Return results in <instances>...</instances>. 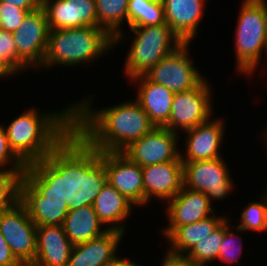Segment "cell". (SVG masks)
Listing matches in <instances>:
<instances>
[{"label":"cell","mask_w":267,"mask_h":266,"mask_svg":"<svg viewBox=\"0 0 267 266\" xmlns=\"http://www.w3.org/2000/svg\"><path fill=\"white\" fill-rule=\"evenodd\" d=\"M23 178L38 193H58L68 210L93 205L107 182L100 151L75 130L45 159L27 165Z\"/></svg>","instance_id":"1"},{"label":"cell","mask_w":267,"mask_h":266,"mask_svg":"<svg viewBox=\"0 0 267 266\" xmlns=\"http://www.w3.org/2000/svg\"><path fill=\"white\" fill-rule=\"evenodd\" d=\"M92 96L74 103V130L100 152H122L156 127L137 100L94 110Z\"/></svg>","instance_id":"2"},{"label":"cell","mask_w":267,"mask_h":266,"mask_svg":"<svg viewBox=\"0 0 267 266\" xmlns=\"http://www.w3.org/2000/svg\"><path fill=\"white\" fill-rule=\"evenodd\" d=\"M59 111L31 108L5 128L10 147L26 165L45 159L74 131V104Z\"/></svg>","instance_id":"3"},{"label":"cell","mask_w":267,"mask_h":266,"mask_svg":"<svg viewBox=\"0 0 267 266\" xmlns=\"http://www.w3.org/2000/svg\"><path fill=\"white\" fill-rule=\"evenodd\" d=\"M112 47L114 39L101 27L50 30L42 67L48 69L54 65L72 67L92 63Z\"/></svg>","instance_id":"4"},{"label":"cell","mask_w":267,"mask_h":266,"mask_svg":"<svg viewBox=\"0 0 267 266\" xmlns=\"http://www.w3.org/2000/svg\"><path fill=\"white\" fill-rule=\"evenodd\" d=\"M130 30L135 36L123 69L130 80L144 75L184 44L167 24L131 27Z\"/></svg>","instance_id":"5"},{"label":"cell","mask_w":267,"mask_h":266,"mask_svg":"<svg viewBox=\"0 0 267 266\" xmlns=\"http://www.w3.org/2000/svg\"><path fill=\"white\" fill-rule=\"evenodd\" d=\"M235 32L238 72L251 75L267 52V16L261 0H243Z\"/></svg>","instance_id":"6"},{"label":"cell","mask_w":267,"mask_h":266,"mask_svg":"<svg viewBox=\"0 0 267 266\" xmlns=\"http://www.w3.org/2000/svg\"><path fill=\"white\" fill-rule=\"evenodd\" d=\"M49 31L47 16L41 6L28 12L22 24L12 33L18 54V73L30 67L42 68Z\"/></svg>","instance_id":"7"},{"label":"cell","mask_w":267,"mask_h":266,"mask_svg":"<svg viewBox=\"0 0 267 266\" xmlns=\"http://www.w3.org/2000/svg\"><path fill=\"white\" fill-rule=\"evenodd\" d=\"M36 230V224L20 200L13 206L0 210V233L20 263L34 262Z\"/></svg>","instance_id":"8"},{"label":"cell","mask_w":267,"mask_h":266,"mask_svg":"<svg viewBox=\"0 0 267 266\" xmlns=\"http://www.w3.org/2000/svg\"><path fill=\"white\" fill-rule=\"evenodd\" d=\"M189 45L190 43L181 45L154 65L144 76L153 83L165 86L173 93L197 87L205 78L193 65L188 52Z\"/></svg>","instance_id":"9"},{"label":"cell","mask_w":267,"mask_h":266,"mask_svg":"<svg viewBox=\"0 0 267 266\" xmlns=\"http://www.w3.org/2000/svg\"><path fill=\"white\" fill-rule=\"evenodd\" d=\"M211 91L210 84L205 78L191 90L174 93L171 114L163 127L179 133L180 130L185 132L209 121L213 110Z\"/></svg>","instance_id":"10"},{"label":"cell","mask_w":267,"mask_h":266,"mask_svg":"<svg viewBox=\"0 0 267 266\" xmlns=\"http://www.w3.org/2000/svg\"><path fill=\"white\" fill-rule=\"evenodd\" d=\"M222 157L183 163L184 187L206 194L210 199H224L233 190L231 175Z\"/></svg>","instance_id":"11"},{"label":"cell","mask_w":267,"mask_h":266,"mask_svg":"<svg viewBox=\"0 0 267 266\" xmlns=\"http://www.w3.org/2000/svg\"><path fill=\"white\" fill-rule=\"evenodd\" d=\"M179 134L165 127H154L122 152L141 167L170 161H181ZM178 147V148H177Z\"/></svg>","instance_id":"12"},{"label":"cell","mask_w":267,"mask_h":266,"mask_svg":"<svg viewBox=\"0 0 267 266\" xmlns=\"http://www.w3.org/2000/svg\"><path fill=\"white\" fill-rule=\"evenodd\" d=\"M110 183L134 206H144L142 167L123 152H100Z\"/></svg>","instance_id":"13"},{"label":"cell","mask_w":267,"mask_h":266,"mask_svg":"<svg viewBox=\"0 0 267 266\" xmlns=\"http://www.w3.org/2000/svg\"><path fill=\"white\" fill-rule=\"evenodd\" d=\"M19 200L26 206L31 220L37 227L63 226L68 213L66 200L58 193H38L23 177L20 181Z\"/></svg>","instance_id":"14"},{"label":"cell","mask_w":267,"mask_h":266,"mask_svg":"<svg viewBox=\"0 0 267 266\" xmlns=\"http://www.w3.org/2000/svg\"><path fill=\"white\" fill-rule=\"evenodd\" d=\"M144 206L151 198L166 200L174 198L184 186L183 162L170 161L142 167Z\"/></svg>","instance_id":"15"},{"label":"cell","mask_w":267,"mask_h":266,"mask_svg":"<svg viewBox=\"0 0 267 266\" xmlns=\"http://www.w3.org/2000/svg\"><path fill=\"white\" fill-rule=\"evenodd\" d=\"M50 30L97 27L95 0H42Z\"/></svg>","instance_id":"16"},{"label":"cell","mask_w":267,"mask_h":266,"mask_svg":"<svg viewBox=\"0 0 267 266\" xmlns=\"http://www.w3.org/2000/svg\"><path fill=\"white\" fill-rule=\"evenodd\" d=\"M166 213L169 224L162 229L164 236H168L176 227L193 224L214 214L210 199L205 193L190 190L183 186L182 190L167 201Z\"/></svg>","instance_id":"17"},{"label":"cell","mask_w":267,"mask_h":266,"mask_svg":"<svg viewBox=\"0 0 267 266\" xmlns=\"http://www.w3.org/2000/svg\"><path fill=\"white\" fill-rule=\"evenodd\" d=\"M223 119L211 118L209 121L199 124L192 129L185 131L187 133L185 150L186 154L180 153V159L183 163L192 161H206L222 157L219 149L224 136Z\"/></svg>","instance_id":"18"},{"label":"cell","mask_w":267,"mask_h":266,"mask_svg":"<svg viewBox=\"0 0 267 266\" xmlns=\"http://www.w3.org/2000/svg\"><path fill=\"white\" fill-rule=\"evenodd\" d=\"M124 233L108 230L102 236L73 245L67 266H110L117 259V247Z\"/></svg>","instance_id":"19"},{"label":"cell","mask_w":267,"mask_h":266,"mask_svg":"<svg viewBox=\"0 0 267 266\" xmlns=\"http://www.w3.org/2000/svg\"><path fill=\"white\" fill-rule=\"evenodd\" d=\"M167 25L184 43H191L204 15L205 0H161Z\"/></svg>","instance_id":"20"},{"label":"cell","mask_w":267,"mask_h":266,"mask_svg":"<svg viewBox=\"0 0 267 266\" xmlns=\"http://www.w3.org/2000/svg\"><path fill=\"white\" fill-rule=\"evenodd\" d=\"M36 255L39 266H67L73 244L61 225L39 226L36 230Z\"/></svg>","instance_id":"21"},{"label":"cell","mask_w":267,"mask_h":266,"mask_svg":"<svg viewBox=\"0 0 267 266\" xmlns=\"http://www.w3.org/2000/svg\"><path fill=\"white\" fill-rule=\"evenodd\" d=\"M130 83L140 82L136 100L156 127H163L169 120L174 93L165 86L149 81L144 75L137 76Z\"/></svg>","instance_id":"22"},{"label":"cell","mask_w":267,"mask_h":266,"mask_svg":"<svg viewBox=\"0 0 267 266\" xmlns=\"http://www.w3.org/2000/svg\"><path fill=\"white\" fill-rule=\"evenodd\" d=\"M132 206L134 205L108 182L102 187L93 203L99 221L107 225V230H116L124 234L126 228L122 222L130 217Z\"/></svg>","instance_id":"23"},{"label":"cell","mask_w":267,"mask_h":266,"mask_svg":"<svg viewBox=\"0 0 267 266\" xmlns=\"http://www.w3.org/2000/svg\"><path fill=\"white\" fill-rule=\"evenodd\" d=\"M227 218V216H216L214 213L196 223L176 227L166 237L171 246L167 251L177 255H187L197 243L212 234Z\"/></svg>","instance_id":"24"},{"label":"cell","mask_w":267,"mask_h":266,"mask_svg":"<svg viewBox=\"0 0 267 266\" xmlns=\"http://www.w3.org/2000/svg\"><path fill=\"white\" fill-rule=\"evenodd\" d=\"M99 221L93 205H87L68 211L63 227L73 245L98 238L107 232Z\"/></svg>","instance_id":"25"},{"label":"cell","mask_w":267,"mask_h":266,"mask_svg":"<svg viewBox=\"0 0 267 266\" xmlns=\"http://www.w3.org/2000/svg\"><path fill=\"white\" fill-rule=\"evenodd\" d=\"M97 27L104 29L113 39L114 47L123 41L121 25L128 24L129 0H95ZM120 41V42H119Z\"/></svg>","instance_id":"26"},{"label":"cell","mask_w":267,"mask_h":266,"mask_svg":"<svg viewBox=\"0 0 267 266\" xmlns=\"http://www.w3.org/2000/svg\"><path fill=\"white\" fill-rule=\"evenodd\" d=\"M161 24H167L161 0H129V28Z\"/></svg>","instance_id":"27"},{"label":"cell","mask_w":267,"mask_h":266,"mask_svg":"<svg viewBox=\"0 0 267 266\" xmlns=\"http://www.w3.org/2000/svg\"><path fill=\"white\" fill-rule=\"evenodd\" d=\"M223 238L224 222L212 234L197 243L186 256L195 264L206 266L207 262L218 259Z\"/></svg>","instance_id":"28"},{"label":"cell","mask_w":267,"mask_h":266,"mask_svg":"<svg viewBox=\"0 0 267 266\" xmlns=\"http://www.w3.org/2000/svg\"><path fill=\"white\" fill-rule=\"evenodd\" d=\"M267 194V192H266ZM261 201L250 202L241 213V222L236 226V232L267 230V195Z\"/></svg>","instance_id":"29"},{"label":"cell","mask_w":267,"mask_h":266,"mask_svg":"<svg viewBox=\"0 0 267 266\" xmlns=\"http://www.w3.org/2000/svg\"><path fill=\"white\" fill-rule=\"evenodd\" d=\"M25 170L0 169V210L13 206L20 198V181Z\"/></svg>","instance_id":"30"},{"label":"cell","mask_w":267,"mask_h":266,"mask_svg":"<svg viewBox=\"0 0 267 266\" xmlns=\"http://www.w3.org/2000/svg\"><path fill=\"white\" fill-rule=\"evenodd\" d=\"M230 226L227 218L224 221V238L217 259L225 263H230L229 265L238 263V260L240 259L239 257H241L239 255H241L242 252V241L239 239L240 236L236 235L234 231L231 230Z\"/></svg>","instance_id":"31"},{"label":"cell","mask_w":267,"mask_h":266,"mask_svg":"<svg viewBox=\"0 0 267 266\" xmlns=\"http://www.w3.org/2000/svg\"><path fill=\"white\" fill-rule=\"evenodd\" d=\"M0 63L13 75L18 73V54L12 33L0 29Z\"/></svg>","instance_id":"32"},{"label":"cell","mask_w":267,"mask_h":266,"mask_svg":"<svg viewBox=\"0 0 267 266\" xmlns=\"http://www.w3.org/2000/svg\"><path fill=\"white\" fill-rule=\"evenodd\" d=\"M28 12L30 11L21 9L10 3L0 2V29L14 33L22 24Z\"/></svg>","instance_id":"33"},{"label":"cell","mask_w":267,"mask_h":266,"mask_svg":"<svg viewBox=\"0 0 267 266\" xmlns=\"http://www.w3.org/2000/svg\"><path fill=\"white\" fill-rule=\"evenodd\" d=\"M8 163L9 170H25L27 167L10 147L5 126L0 124V169H5Z\"/></svg>","instance_id":"34"},{"label":"cell","mask_w":267,"mask_h":266,"mask_svg":"<svg viewBox=\"0 0 267 266\" xmlns=\"http://www.w3.org/2000/svg\"><path fill=\"white\" fill-rule=\"evenodd\" d=\"M20 262L12 254L10 247L0 233V266H18Z\"/></svg>","instance_id":"35"},{"label":"cell","mask_w":267,"mask_h":266,"mask_svg":"<svg viewBox=\"0 0 267 266\" xmlns=\"http://www.w3.org/2000/svg\"><path fill=\"white\" fill-rule=\"evenodd\" d=\"M164 259H162L161 266H200L195 264L186 255H177L171 252H166Z\"/></svg>","instance_id":"36"},{"label":"cell","mask_w":267,"mask_h":266,"mask_svg":"<svg viewBox=\"0 0 267 266\" xmlns=\"http://www.w3.org/2000/svg\"><path fill=\"white\" fill-rule=\"evenodd\" d=\"M0 2L10 3L27 11H34L41 7L42 0H0Z\"/></svg>","instance_id":"37"},{"label":"cell","mask_w":267,"mask_h":266,"mask_svg":"<svg viewBox=\"0 0 267 266\" xmlns=\"http://www.w3.org/2000/svg\"><path fill=\"white\" fill-rule=\"evenodd\" d=\"M110 266H139L137 263L132 262V260H129V258H121L117 257V259L114 261V263Z\"/></svg>","instance_id":"38"},{"label":"cell","mask_w":267,"mask_h":266,"mask_svg":"<svg viewBox=\"0 0 267 266\" xmlns=\"http://www.w3.org/2000/svg\"><path fill=\"white\" fill-rule=\"evenodd\" d=\"M9 75L12 76V74L0 63V78H5Z\"/></svg>","instance_id":"39"},{"label":"cell","mask_w":267,"mask_h":266,"mask_svg":"<svg viewBox=\"0 0 267 266\" xmlns=\"http://www.w3.org/2000/svg\"><path fill=\"white\" fill-rule=\"evenodd\" d=\"M18 266H39L33 262L20 263Z\"/></svg>","instance_id":"40"},{"label":"cell","mask_w":267,"mask_h":266,"mask_svg":"<svg viewBox=\"0 0 267 266\" xmlns=\"http://www.w3.org/2000/svg\"><path fill=\"white\" fill-rule=\"evenodd\" d=\"M262 3H263V6L265 8V11H266V16H267V1L266 0H261Z\"/></svg>","instance_id":"41"},{"label":"cell","mask_w":267,"mask_h":266,"mask_svg":"<svg viewBox=\"0 0 267 266\" xmlns=\"http://www.w3.org/2000/svg\"><path fill=\"white\" fill-rule=\"evenodd\" d=\"M264 140L266 141L265 143L267 144V130H265V133H264ZM266 138V139H265Z\"/></svg>","instance_id":"42"}]
</instances>
